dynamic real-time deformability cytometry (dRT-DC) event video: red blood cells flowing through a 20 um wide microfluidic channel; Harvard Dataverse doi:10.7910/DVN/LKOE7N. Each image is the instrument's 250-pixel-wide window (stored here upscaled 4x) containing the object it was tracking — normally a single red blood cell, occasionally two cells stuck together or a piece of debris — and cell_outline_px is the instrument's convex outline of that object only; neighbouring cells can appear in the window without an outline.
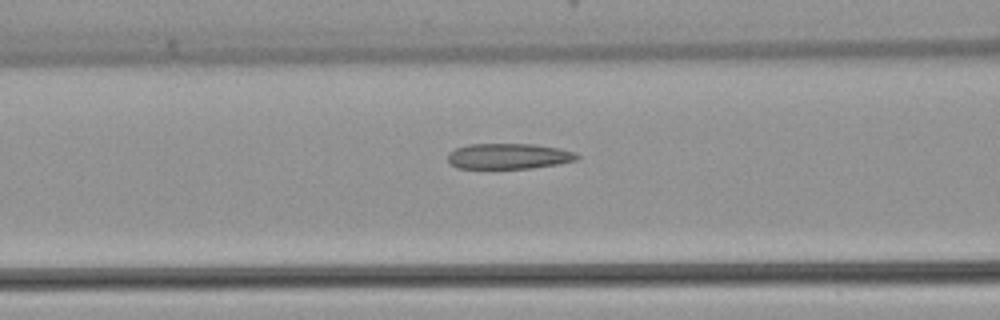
{"species": "common noctule bat (a hibernating species)", "species_latin": "Nyctalus noctula", "temperature_condition": "warm", "stored_images_in_passage": 27, "camera_frame_rate_fps": 3000, "um_per_image_px": 0.085, "animal": {"sex": "female", "body_mass_g": 22.7, "forearm_length_mm": 54.2}, "frame": {"image": 1, "passage_image": 8, "time_ms": 2.333, "image_size_px": [1000, 320], "cell_outline_px": [[580, 156], [576, 160], [560, 164], [532, 168], [456, 168], [448, 160], [448, 152], [456, 148], [468, 144], [536, 144], [560, 148], [576, 152]], "centroid_in_image_um": [43.27, 13.27], "position_along_channel_um": 123.3, "area_um2": 19.42}}
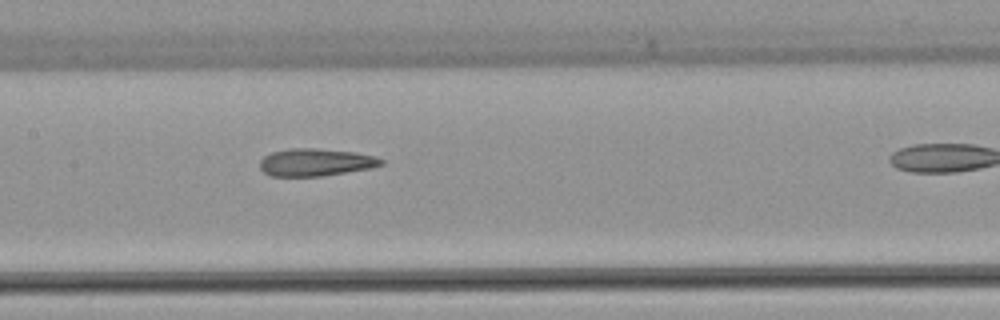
{"frame": {"image": 2, "passage_image": 12, "time_ms": 3.667, "image_size_px": [1000, 320], "cell_outline_px": [[384, 164], [372, 168], [320, 176], [272, 176], [264, 172], [260, 168], [260, 160], [264, 156], [272, 152], [288, 148], [316, 148], [356, 152], [372, 156], [384, 160]], "centroid_in_image_um": [26.82, 13.79], "position_along_channel_um": 180.6, "area_um2": 19.42}}
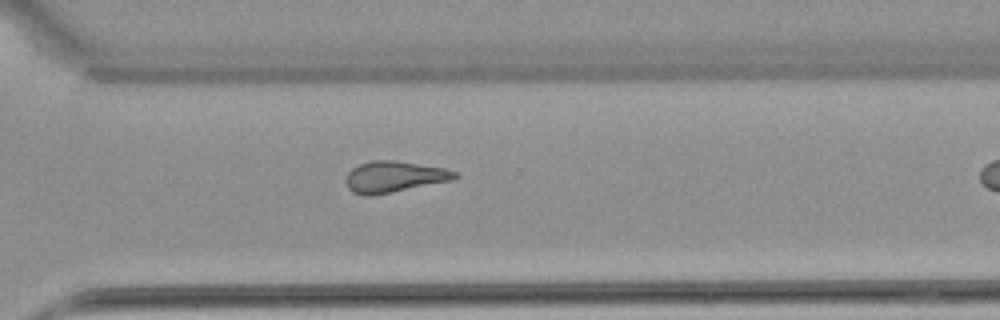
{"frame": {"image": 3, "passage_image": 23, "time_ms": 7.333, "image_size_px": [1000, 320], "cell_outline_px": [[460, 176], [452, 180], [372, 196], [364, 196], [352, 192], [348, 188], [344, 180], [348, 172], [352, 168], [360, 164], [372, 160], [396, 160], [444, 168], [456, 172]], "centroid_in_image_um": [33.47, 15.03], "position_along_channel_um": 337.1, "area_um2": 19.88}}